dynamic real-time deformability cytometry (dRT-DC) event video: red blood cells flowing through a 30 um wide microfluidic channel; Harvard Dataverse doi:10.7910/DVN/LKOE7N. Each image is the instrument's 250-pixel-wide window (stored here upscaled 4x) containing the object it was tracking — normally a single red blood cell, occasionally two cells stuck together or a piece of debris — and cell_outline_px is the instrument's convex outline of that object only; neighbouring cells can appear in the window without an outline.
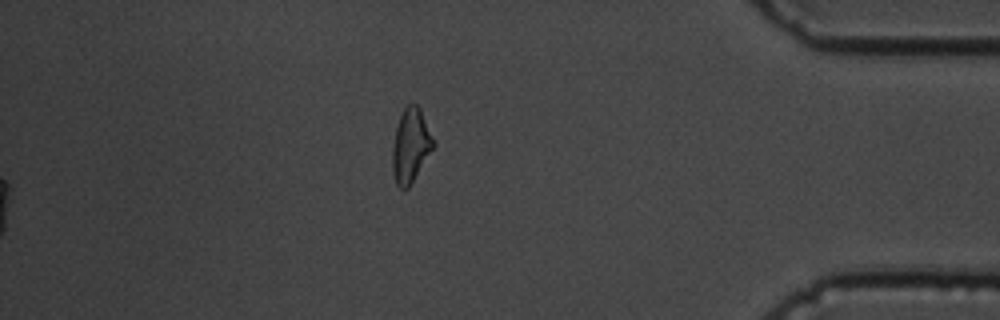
{"species": "common noctule bat (a hibernating species)", "species_latin": "Nyctalus noctula", "temperature_condition": "cold", "stored_images_in_passage": 17, "camera_frame_rate_fps": 3000, "um_per_image_px": 0.085, "animal": {"sex": "male", "body_mass_g": 19.5, "forearm_length_mm": 54.6}, "frame": {"image": 1, "passage_image": 17, "time_ms": 5.333, "image_size_px": [1000, 320], "cell_outline_px": [[436, 144], [408, 188], [400, 188], [396, 184], [392, 172], [392, 148], [396, 128], [400, 116], [404, 108], [408, 104], [416, 104], [420, 108]], "centroid_in_image_um": [34.9, 12.37], "position_along_channel_um": 400.3, "area_um2": 17.51}}